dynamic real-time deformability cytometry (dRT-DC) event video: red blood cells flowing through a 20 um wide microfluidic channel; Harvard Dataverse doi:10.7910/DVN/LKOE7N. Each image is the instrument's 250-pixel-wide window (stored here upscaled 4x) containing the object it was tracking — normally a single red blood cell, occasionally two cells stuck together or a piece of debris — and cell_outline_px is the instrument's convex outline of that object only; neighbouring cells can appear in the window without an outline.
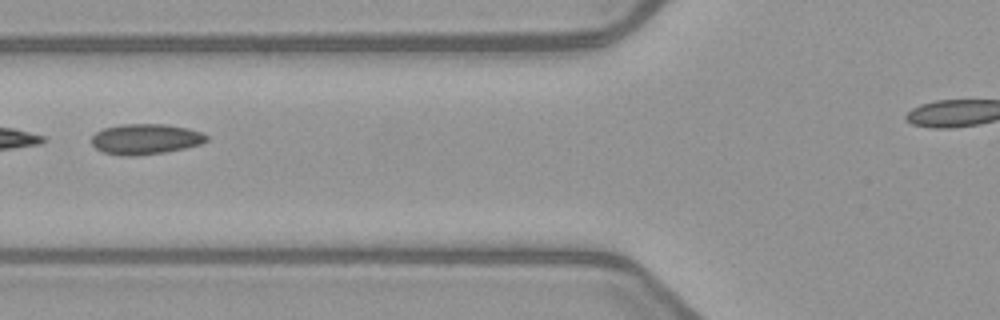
{"species": "common noctule bat (a hibernating species)", "species_latin": "Nyctalus noctula", "temperature_condition": "warm", "stored_images_in_passage": 3, "camera_frame_rate_fps": 3000, "um_per_image_px": 0.085, "animal": {"sex": "female", "body_mass_g": 21.9}, "frame": {"image": 1, "passage_image": 3, "time_ms": 2.333, "image_size_px": [1000, 320], "cell_outline_px": [[208, 140], [200, 144], [184, 148], [164, 152], [136, 156], [120, 156], [104, 152], [96, 148], [92, 144], [92, 136], [96, 132], [104, 128], [120, 124], [168, 124], [188, 128], [200, 132], [208, 136]], "centroid_in_image_um": [12.36, 11.82], "position_along_channel_um": 113.4, "area_um2": 20.46}}